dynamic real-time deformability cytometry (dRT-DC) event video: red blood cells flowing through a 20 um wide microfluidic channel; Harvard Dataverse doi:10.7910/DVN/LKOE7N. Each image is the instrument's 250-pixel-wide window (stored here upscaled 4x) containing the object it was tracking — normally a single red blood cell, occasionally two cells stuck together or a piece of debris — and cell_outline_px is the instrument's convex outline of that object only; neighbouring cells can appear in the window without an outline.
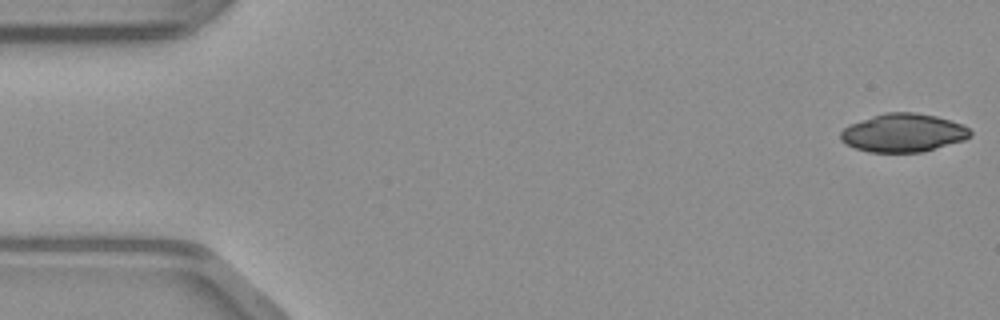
{"species": "common noctule bat (a hibernating species)", "species_latin": "Nyctalus noctula", "temperature_condition": "warm", "stored_images_in_passage": 48, "camera_frame_rate_fps": 3000, "um_per_image_px": 0.085, "animal": {"sex": "male", "body_mass_g": 23.1, "forearm_length_mm": 52.7}, "frame": {"image": 1, "passage_image": 1, "time_ms": 0.0, "image_size_px": [1000, 320], "cell_outline_px": [[972, 136], [964, 140], [924, 152], [868, 152], [844, 144], [840, 140], [840, 132], [848, 124], [884, 112], [916, 112], [936, 116], [964, 124], [972, 132]], "centroid_in_image_um": [76.77, 11.29], "position_along_channel_um": 8.2, "area_um2": 29.3}}